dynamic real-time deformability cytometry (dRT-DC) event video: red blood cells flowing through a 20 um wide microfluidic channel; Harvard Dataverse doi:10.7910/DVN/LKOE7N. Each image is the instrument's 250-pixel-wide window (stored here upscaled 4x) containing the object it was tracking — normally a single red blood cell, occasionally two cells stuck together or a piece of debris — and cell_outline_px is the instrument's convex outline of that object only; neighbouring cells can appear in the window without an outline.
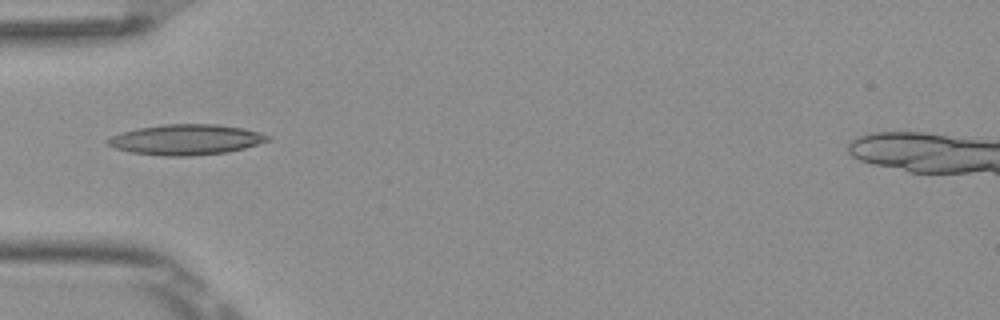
{"species": "Egyptian fruit bat (a non-hibernating species)", "species_latin": "Rousettus aegyptiacus", "temperature_condition": "room temperature", "stored_images_in_passage": 3, "camera_frame_rate_fps": 3000, "um_per_image_px": 0.085, "frame": {"image": 1, "passage_image": 2, "time_ms": 0.333, "image_size_px": [1000, 320], "cell_outline_px": [[272, 140], [244, 148], [228, 152], [192, 156], [160, 156], [128, 152], [112, 148], [104, 140], [112, 136], [136, 128], [164, 124], [216, 124], [244, 128], [260, 132], [272, 136]], "centroid_in_image_um": [15.82, 11.87], "position_along_channel_um": 69.2, "area_um2": 28.78}}
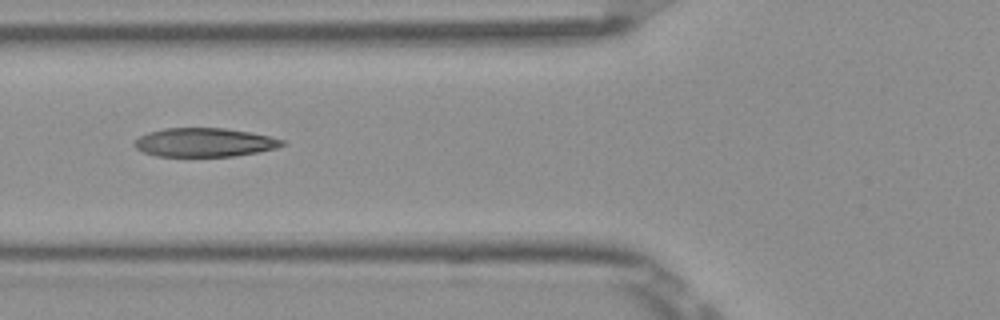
{"frame": {"image": 2, "passage_image": 3, "time_ms": 0.667, "image_size_px": [1000, 320], "cell_outline_px": [[288, 144], [276, 148], [256, 152], [232, 156], [156, 156], [144, 152], [136, 148], [132, 144], [140, 136], [148, 132], [164, 128], [224, 128], [252, 132], [272, 136], [284, 140]], "centroid_in_image_um": [17.41, 12.09], "position_along_channel_um": 108.4, "area_um2": 24.85}}